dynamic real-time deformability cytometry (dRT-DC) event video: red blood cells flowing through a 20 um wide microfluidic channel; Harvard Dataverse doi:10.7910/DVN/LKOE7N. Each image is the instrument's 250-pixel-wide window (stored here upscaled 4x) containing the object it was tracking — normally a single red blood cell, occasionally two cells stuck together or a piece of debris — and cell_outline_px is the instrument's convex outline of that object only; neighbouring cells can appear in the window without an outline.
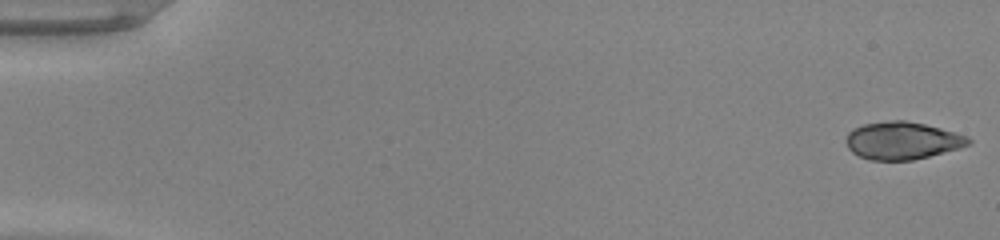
{"species": "common noctule bat (a hibernating species)", "species_latin": "Nyctalus noctula", "temperature_condition": "warm", "stored_images_in_passage": 51, "camera_frame_rate_fps": 3000, "um_per_image_px": 0.085, "animal": {"sex": "male", "body_mass_g": 20.0, "forearm_length_mm": 53.3}, "frame": {"image": 1, "passage_image": 1, "time_ms": 0.0, "image_size_px": [1000, 240], "cell_outline_px": [[972, 144], [960, 148], [912, 160], [868, 160], [852, 152], [848, 148], [844, 140], [848, 132], [852, 128], [864, 124], [892, 120], [904, 120], [924, 124], [940, 128], [968, 136], [972, 140]], "centroid_in_image_um": [76.68, 11.95], "position_along_channel_um": 8.3, "area_um2": 26.88}}
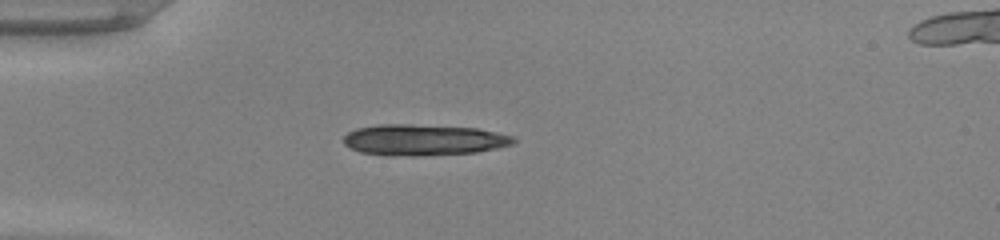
{"frame": {"image": 2, "passage_image": 15, "time_ms": 4.667, "image_size_px": [1000, 240], "cell_outline_px": [[516, 140], [512, 144], [496, 148], [476, 152], [416, 156], [392, 156], [360, 152], [344, 144], [344, 136], [348, 132], [356, 128], [376, 124], [412, 124], [476, 128], [496, 132], [512, 136]], "centroid_in_image_um": [35.96, 11.89], "position_along_channel_um": 49.0, "area_um2": 30.81}, "authors_computed_cell_mechanics": {"area_um2": 27.1082, "velocity_mm_per_s": 4.0427, "shape_relaxation_time_tau1_ms": 1.8951, "shape_relaxation_time_tau2_ms": 1.9089, "deformation_change_tau1": 0.3072, "deformation_change_tau2": 0.0983}}